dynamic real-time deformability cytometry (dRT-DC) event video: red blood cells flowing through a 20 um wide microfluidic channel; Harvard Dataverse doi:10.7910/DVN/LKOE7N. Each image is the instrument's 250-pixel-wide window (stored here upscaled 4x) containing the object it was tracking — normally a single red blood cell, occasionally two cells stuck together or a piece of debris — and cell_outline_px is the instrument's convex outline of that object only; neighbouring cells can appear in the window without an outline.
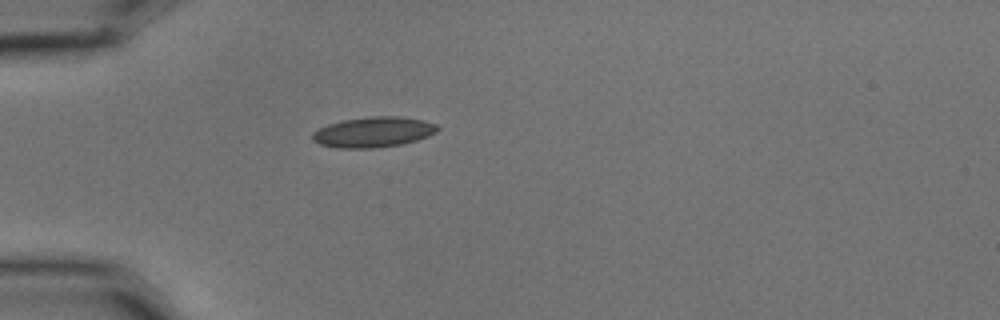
{"species": "common noctule bat (a hibernating species)", "species_latin": "Nyctalus noctula", "temperature_condition": "cold", "stored_images_in_passage": 1, "camera_frame_rate_fps": 3000, "um_per_image_px": 0.085, "animal": {"sex": "male", "body_mass_g": 15.6}, "frame": {"image": 1, "passage_image": 1, "time_ms": 0.0, "image_size_px": [1000, 320], "cell_outline_px": [[440, 128], [436, 132], [428, 136], [416, 140], [400, 144], [372, 148], [336, 148], [320, 144], [312, 140], [312, 132], [316, 128], [328, 124], [344, 120], [372, 116], [396, 116], [420, 120], [436, 124]], "centroid_in_image_um": [31.68, 11.23], "position_along_channel_um": 53.3, "area_um2": 22.02}}